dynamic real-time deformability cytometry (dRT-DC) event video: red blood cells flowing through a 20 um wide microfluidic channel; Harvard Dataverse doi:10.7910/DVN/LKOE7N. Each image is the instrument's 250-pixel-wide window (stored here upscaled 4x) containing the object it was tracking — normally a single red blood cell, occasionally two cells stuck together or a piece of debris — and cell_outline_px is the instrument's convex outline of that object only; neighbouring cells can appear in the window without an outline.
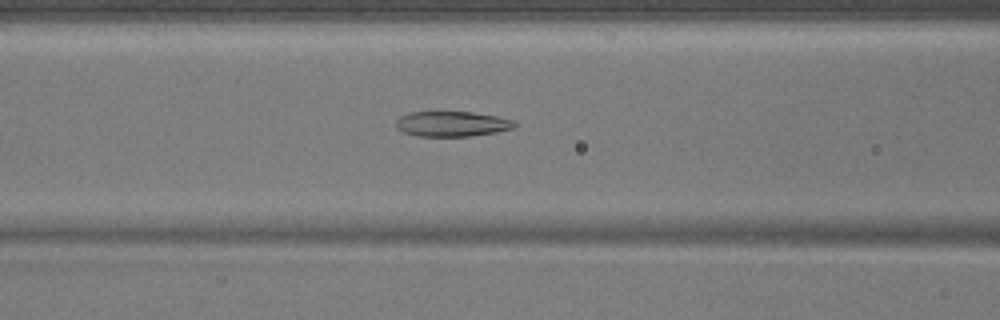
{"species": "common noctule bat (a hibernating species)", "species_latin": "Nyctalus noctula", "temperature_condition": "warm", "stored_images_in_passage": 52, "camera_frame_rate_fps": 3000, "um_per_image_px": 0.085, "animal": {"sex": "male", "body_mass_g": 17.9}, "frame": {"image": 1, "passage_image": 22, "time_ms": 7.0, "image_size_px": [1000, 320], "cell_outline_px": [[516, 128], [496, 132], [472, 136], [416, 136], [404, 132], [396, 128], [396, 120], [400, 116], [412, 112], [472, 112], [496, 116], [512, 120], [516, 124]], "centroid_in_image_um": [38.42, 10.53], "position_along_channel_um": 128.2, "area_um2": 17.4}}
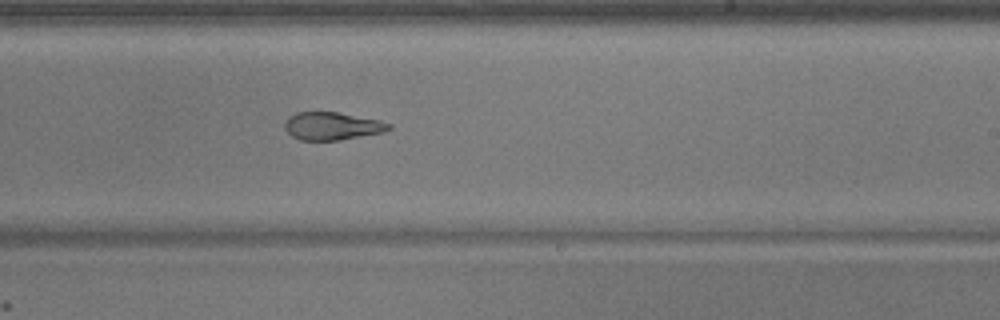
{"frame": {"image": 2, "passage_image": 32, "time_ms": 10.333, "image_size_px": [1000, 320], "cell_outline_px": [[392, 128], [384, 132], [340, 140], [300, 140], [292, 136], [284, 128], [284, 124], [288, 116], [296, 112], [336, 112], [380, 120], [392, 124]], "centroid_in_image_um": [28.23, 10.71], "position_along_channel_um": 260.8, "area_um2": 16.94}}
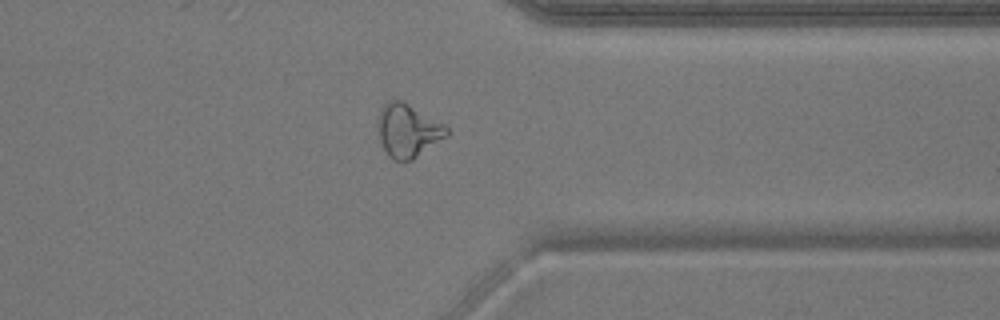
{"frame": {"image": 3, "passage_image": 41, "time_ms": 13.333, "image_size_px": [1000, 320], "cell_outline_px": [[448, 136], [412, 160], [392, 160], [388, 156], [380, 140], [380, 108], [388, 100], [400, 100], [408, 104], [444, 124], [448, 128]], "centroid_in_image_um": [34.7, 11.11], "position_along_channel_um": 376.7, "area_um2": 20.87}}